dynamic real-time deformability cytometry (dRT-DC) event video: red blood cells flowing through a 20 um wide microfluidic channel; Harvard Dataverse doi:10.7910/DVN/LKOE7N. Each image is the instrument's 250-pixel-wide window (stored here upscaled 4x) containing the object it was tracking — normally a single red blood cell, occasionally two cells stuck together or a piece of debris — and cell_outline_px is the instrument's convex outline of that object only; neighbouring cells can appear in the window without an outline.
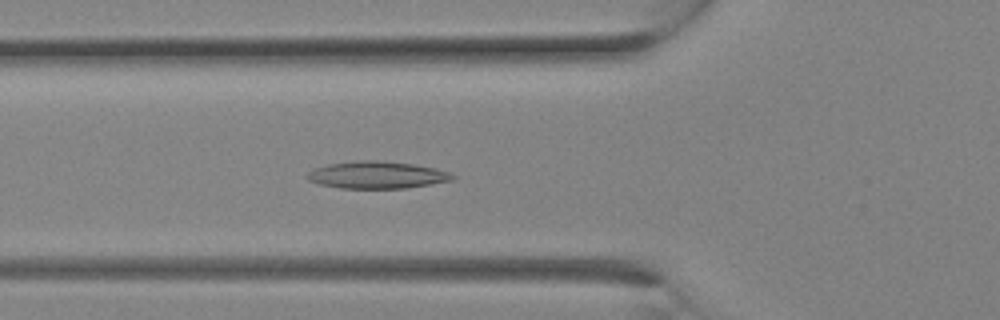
{"species": "Egyptian fruit bat (a non-hibernating species)", "species_latin": "Rousettus aegyptiacus", "temperature_condition": "room temperature", "stored_images_in_passage": 27, "camera_frame_rate_fps": 3000, "um_per_image_px": 0.085, "animal": {"sex": "female"}, "frame": {"image": 1, "passage_image": 10, "time_ms": 3.0, "image_size_px": [1000, 320], "cell_outline_px": [[456, 176], [452, 180], [408, 188], [340, 188], [320, 184], [308, 180], [304, 176], [308, 172], [316, 168], [328, 164], [360, 160], [376, 160], [412, 164], [436, 168], [448, 172]], "centroid_in_image_um": [32.03, 14.87], "position_along_channel_um": 93.8, "area_um2": 22.89}}
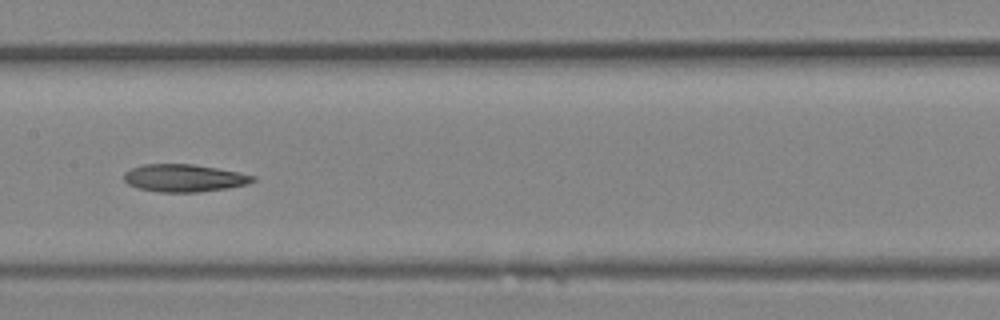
{"frame": {"image": 2, "passage_image": 14, "time_ms": 4.333, "image_size_px": [1000, 320], "cell_outline_px": [[256, 180], [248, 184], [228, 188], [200, 192], [160, 192], [136, 188], [128, 184], [124, 180], [124, 172], [132, 168], [144, 164], [192, 164], [216, 168], [256, 176]], "centroid_in_image_um": [15.64, 15.14], "position_along_channel_um": 191.8, "area_um2": 20.69}}
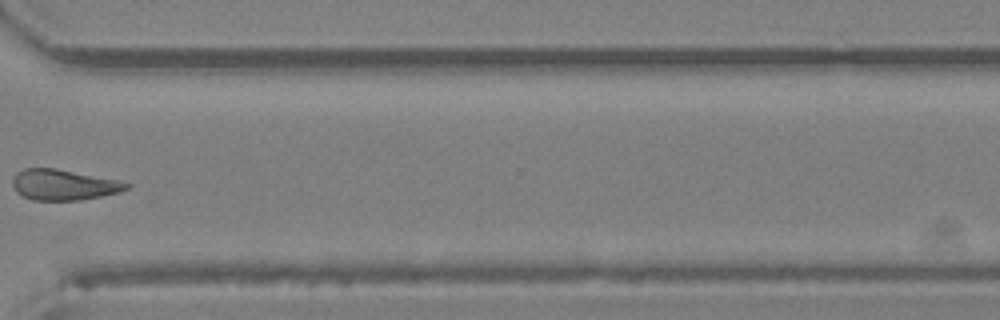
{"frame": {"image": 3, "passage_image": 21, "time_ms": 6.667, "image_size_px": [1000, 320], "cell_outline_px": [[132, 184], [128, 188], [120, 192], [80, 200], [32, 200], [16, 192], [12, 184], [12, 180], [16, 172], [24, 168], [56, 168], [120, 180]], "centroid_in_image_um": [5.41, 15.7], "position_along_channel_um": 365.2, "area_um2": 20.46}}